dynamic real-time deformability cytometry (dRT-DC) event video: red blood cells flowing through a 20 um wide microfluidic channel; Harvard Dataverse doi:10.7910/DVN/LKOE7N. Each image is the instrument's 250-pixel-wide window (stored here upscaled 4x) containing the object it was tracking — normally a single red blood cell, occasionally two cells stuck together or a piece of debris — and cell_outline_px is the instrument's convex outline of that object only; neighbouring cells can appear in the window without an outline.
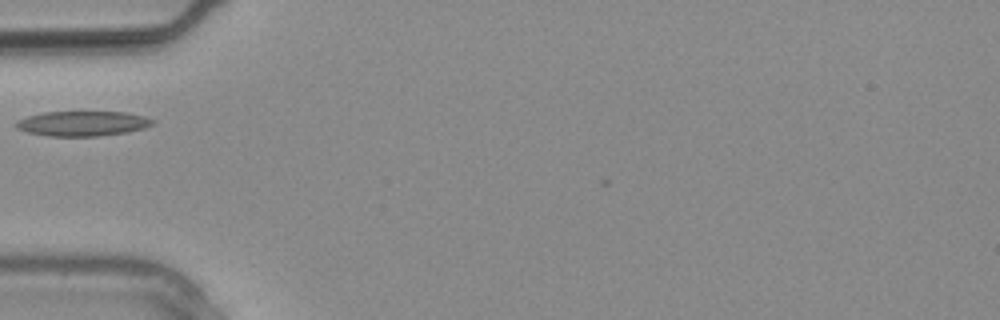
{"species": "common noctule bat (a hibernating species)", "species_latin": "Nyctalus noctula", "temperature_condition": "warm", "stored_images_in_passage": 3, "camera_frame_rate_fps": 3000, "um_per_image_px": 0.085, "animal": {"sex": "male", "body_mass_g": 20.4}, "frame": {"image": 1, "passage_image": 3, "time_ms": 0.667, "image_size_px": [1000, 320], "cell_outline_px": [[156, 120], [152, 124], [144, 128], [128, 132], [96, 136], [48, 136], [28, 132], [16, 128], [12, 124], [16, 120], [28, 116], [44, 112], [124, 112], [144, 116]], "centroid_in_image_um": [6.99, 10.5], "position_along_channel_um": 78.0, "area_um2": 19.88}}